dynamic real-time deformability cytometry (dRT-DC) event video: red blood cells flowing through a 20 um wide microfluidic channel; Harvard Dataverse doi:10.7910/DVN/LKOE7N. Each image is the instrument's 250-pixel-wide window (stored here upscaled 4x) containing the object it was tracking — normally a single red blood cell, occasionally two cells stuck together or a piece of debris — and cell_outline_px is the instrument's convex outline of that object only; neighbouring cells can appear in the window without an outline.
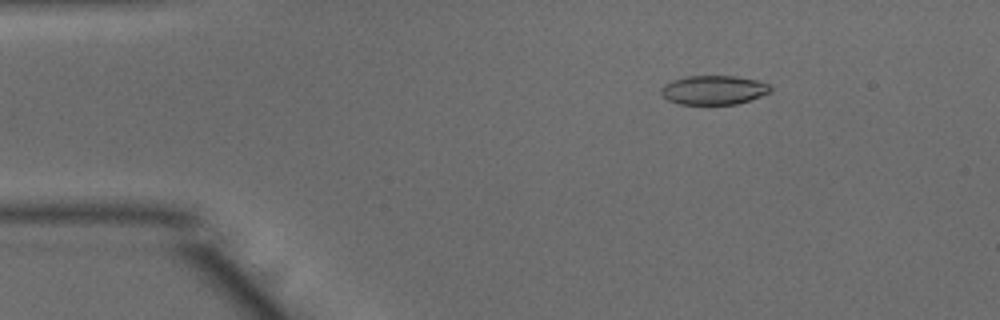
{"species": "common noctule bat (a hibernating species)", "species_latin": "Nyctalus noctula", "temperature_condition": "warm", "stored_images_in_passage": 51, "camera_frame_rate_fps": 3000, "um_per_image_px": 0.085, "animal": {"sex": "male", "body_mass_g": 15.6}, "frame": {"image": 1, "passage_image": 8, "time_ms": 2.333, "image_size_px": [1000, 320], "cell_outline_px": [[772, 92], [736, 104], [680, 104], [668, 100], [660, 92], [660, 88], [664, 84], [672, 80], [688, 76], [732, 76], [756, 80], [768, 84], [772, 88]], "centroid_in_image_um": [60.65, 7.65], "position_along_channel_um": 24.4, "area_um2": 18.44}}
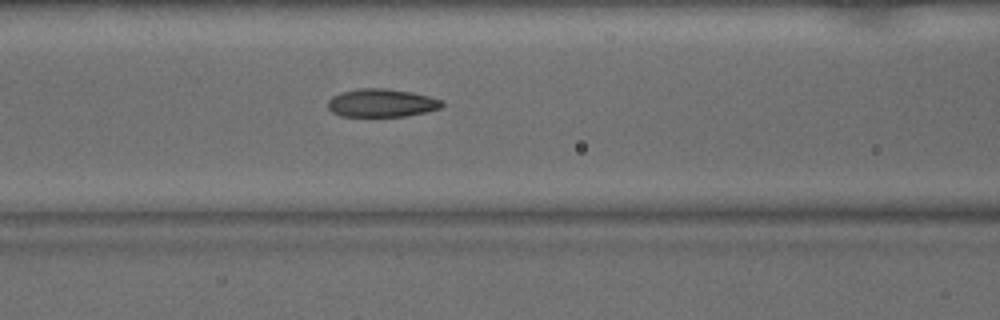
{"frame": {"image": 2, "passage_image": 21, "time_ms": 6.667, "image_size_px": [1000, 320], "cell_outline_px": [[444, 104], [440, 108], [424, 112], [404, 116], [340, 116], [332, 112], [328, 108], [328, 100], [332, 96], [340, 92], [360, 88], [388, 88], [412, 92], [444, 100]], "centroid_in_image_um": [32.42, 8.74], "position_along_channel_um": 134.2, "area_um2": 18.79}}
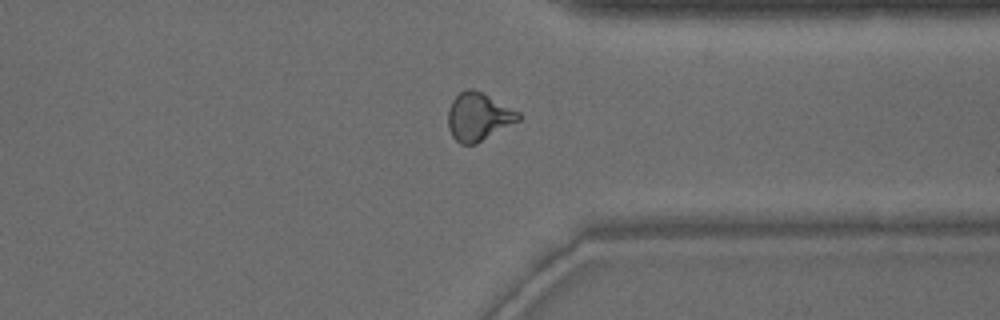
{"frame": {"image": 3, "passage_image": 39, "time_ms": 12.667, "image_size_px": [1000, 320], "cell_outline_px": [[520, 120], [476, 144], [460, 144], [452, 136], [448, 128], [448, 108], [452, 100], [464, 88], [472, 88], [520, 112]], "centroid_in_image_um": [40.64, 9.93], "position_along_channel_um": 370.8, "area_um2": 19.59}, "authors_computed_cell_mechanics": {"area_um2": 19.4208, "velocity_mm_per_s": 3.9834, "shape_relaxation_time_tau1_ms": null, "shape_relaxation_time_tau2_ms": 1.7595, "deformation_change_tau1": null, "deformation_change_tau2": 0.0835}}